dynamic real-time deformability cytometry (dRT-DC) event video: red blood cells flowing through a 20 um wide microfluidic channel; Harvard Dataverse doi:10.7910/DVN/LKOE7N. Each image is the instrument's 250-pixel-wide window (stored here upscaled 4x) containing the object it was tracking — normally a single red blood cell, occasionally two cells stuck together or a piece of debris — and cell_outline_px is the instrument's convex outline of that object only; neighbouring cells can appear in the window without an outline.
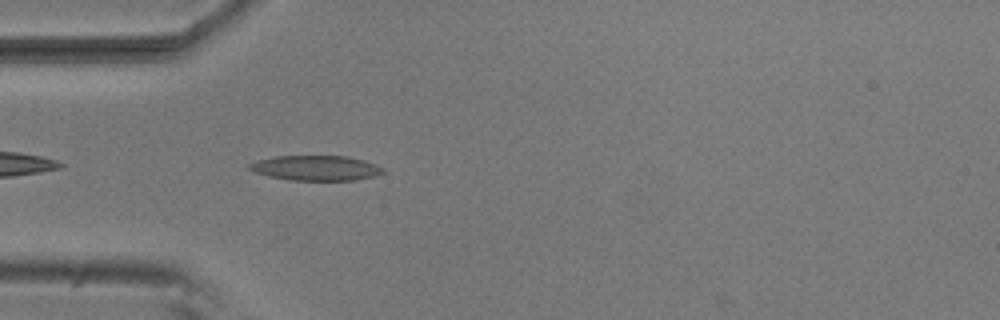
{"species": "common noctule bat (a hibernating species)", "species_latin": "Nyctalus noctula", "temperature_condition": "room temperature", "stored_images_in_passage": 38, "camera_frame_rate_fps": 3000, "um_per_image_px": 0.085, "animal": {"sex": "male", "body_mass_g": 20.5, "forearm_length_mm": 52.5}, "frame": {"image": 1, "passage_image": 4, "time_ms": 1.0, "image_size_px": [1000, 320], "cell_outline_px": [[384, 172], [376, 176], [356, 180], [288, 180], [268, 176], [256, 172], [248, 168], [248, 164], [256, 160], [276, 156], [344, 156], [364, 160], [376, 164], [384, 168]], "centroid_in_image_um": [26.86, 14.28], "position_along_channel_um": 58.1, "area_um2": 19.54}}
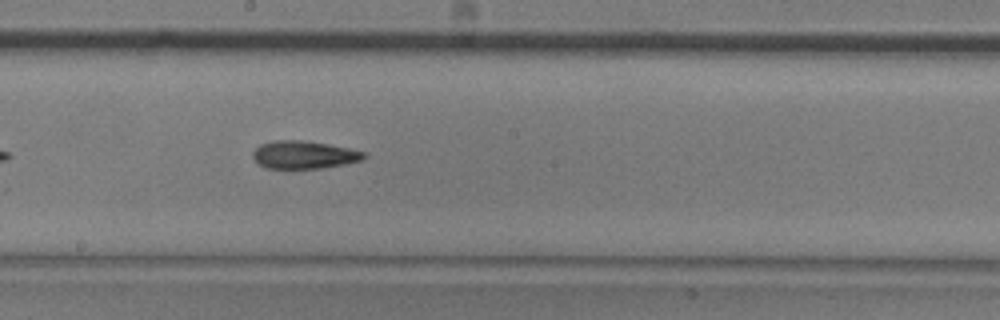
{"frame": {"image": 2, "passage_image": 17, "time_ms": 5.333, "image_size_px": [1000, 320], "cell_outline_px": [[368, 156], [364, 160], [344, 164], [320, 168], [264, 168], [252, 156], [252, 152], [260, 144], [272, 140], [300, 140], [328, 144], [348, 148], [364, 152]], "centroid_in_image_um": [25.84, 13.15], "position_along_channel_um": 222.4, "area_um2": 17.98}}
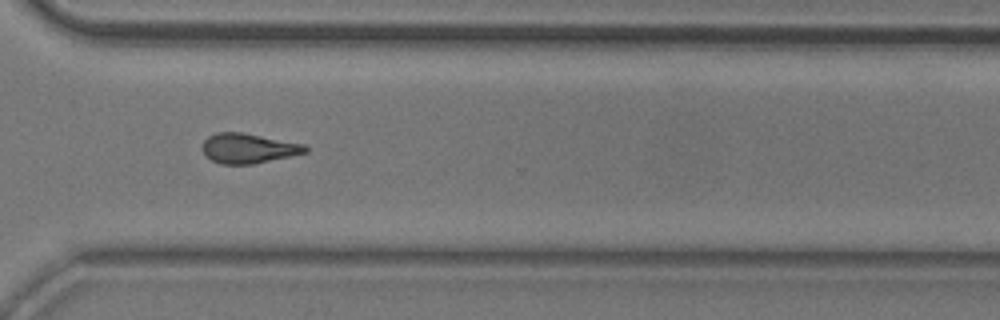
{"frame": {"image": 3, "passage_image": 27, "time_ms": 8.667, "image_size_px": [1000, 320], "cell_outline_px": [[308, 152], [252, 164], [220, 164], [212, 160], [204, 152], [204, 140], [208, 136], [216, 132], [240, 132], [304, 144], [308, 148]], "centroid_in_image_um": [21.11, 12.6], "position_along_channel_um": 349.5, "area_um2": 17.57}, "authors_computed_cell_mechanics": {"area_um2": 17.918, "velocity_mm_per_s": 3.8376, "shape_relaxation_time_tau1_ms": 7.2895, "shape_relaxation_time_tau2_ms": 7.6554, "deformation_change_tau1": 0.1788, "deformation_change_tau2": 0.1998}}